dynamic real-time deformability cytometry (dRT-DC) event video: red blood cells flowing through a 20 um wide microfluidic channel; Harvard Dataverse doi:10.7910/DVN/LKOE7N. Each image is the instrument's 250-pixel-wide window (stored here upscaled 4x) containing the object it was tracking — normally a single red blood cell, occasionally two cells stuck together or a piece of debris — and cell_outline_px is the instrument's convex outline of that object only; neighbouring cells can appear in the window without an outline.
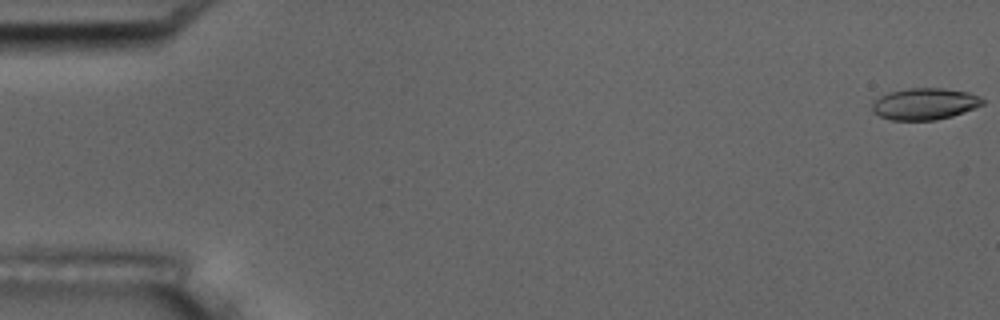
{"species": "common noctule bat (a hibernating species)", "species_latin": "Nyctalus noctula", "temperature_condition": "room temperature", "stored_images_in_passage": 7, "camera_frame_rate_fps": 3000, "um_per_image_px": 0.085, "animal": {"sex": "male", "body_mass_g": 17.5, "forearm_length_mm": 52.3}, "frame": {"image": 1, "passage_image": 1, "time_ms": 0.0, "image_size_px": [1000, 320], "cell_outline_px": [[984, 104], [976, 108], [952, 116], [936, 120], [892, 120], [880, 116], [872, 112], [872, 104], [880, 96], [888, 92], [908, 88], [944, 88], [968, 92], [984, 100]], "centroid_in_image_um": [78.59, 8.83], "position_along_channel_um": 6.4, "area_um2": 20.35}}
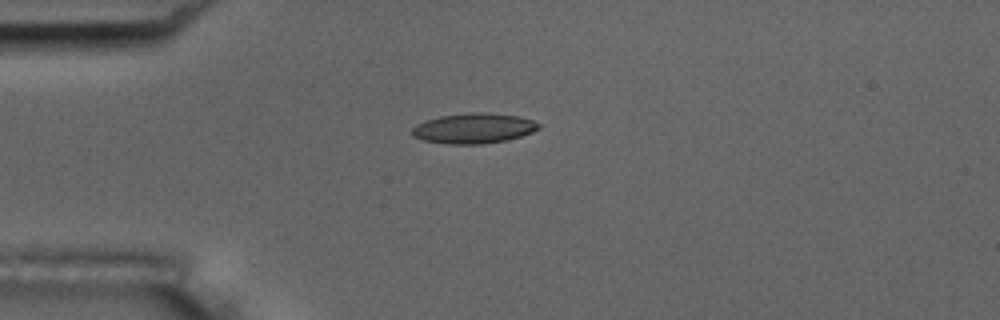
{"frame": {"image": 2, "passage_image": 5, "time_ms": 1.333, "image_size_px": [1000, 320], "cell_outline_px": [[540, 128], [532, 132], [520, 136], [504, 140], [484, 144], [448, 144], [424, 140], [412, 136], [412, 128], [416, 124], [424, 120], [440, 116], [468, 112], [488, 112], [516, 116], [532, 120], [540, 124]], "centroid_in_image_um": [40.23, 10.9], "position_along_channel_um": 44.8, "area_um2": 22.31}}